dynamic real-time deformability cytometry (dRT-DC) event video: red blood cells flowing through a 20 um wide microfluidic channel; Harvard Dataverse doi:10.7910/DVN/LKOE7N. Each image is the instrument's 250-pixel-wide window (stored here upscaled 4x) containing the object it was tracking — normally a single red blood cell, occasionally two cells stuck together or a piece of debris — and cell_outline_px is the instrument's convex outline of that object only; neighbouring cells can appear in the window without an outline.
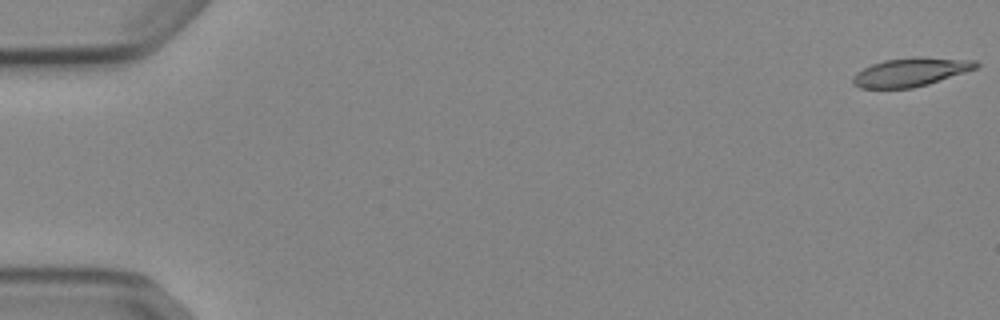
{"species": "Egyptian fruit bat (a non-hibernating species)", "species_latin": "Rousettus aegyptiacus", "temperature_condition": "cold", "stored_images_in_passage": 53, "camera_frame_rate_fps": 3000, "um_per_image_px": 0.085, "animal": {"sex": "female"}, "frame": {"image": 1, "passage_image": 1, "time_ms": 0.0, "image_size_px": [1000, 320], "cell_outline_px": [[980, 64], [976, 68], [928, 84], [912, 88], [860, 88], [852, 84], [852, 76], [856, 72], [872, 64], [884, 60], [916, 56], [920, 56], [976, 60]], "centroid_in_image_um": [77.39, 6.11], "position_along_channel_um": 7.6, "area_um2": 20.58}}
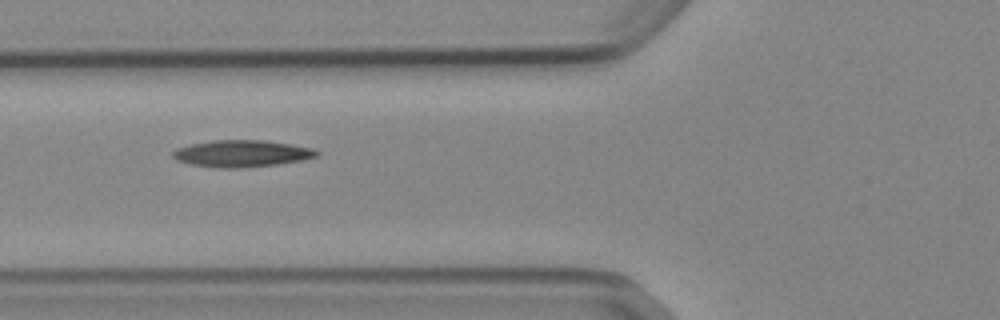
{"frame": {"image": 2, "passage_image": 21, "time_ms": 6.667, "image_size_px": [1000, 320], "cell_outline_px": [[320, 156], [304, 160], [276, 164], [240, 168], [220, 168], [192, 164], [176, 160], [172, 156], [172, 152], [176, 148], [192, 144], [212, 140], [264, 140], [312, 148], [320, 152]], "centroid_in_image_um": [20.57, 13.05], "position_along_channel_um": 105.2, "area_um2": 22.43}}
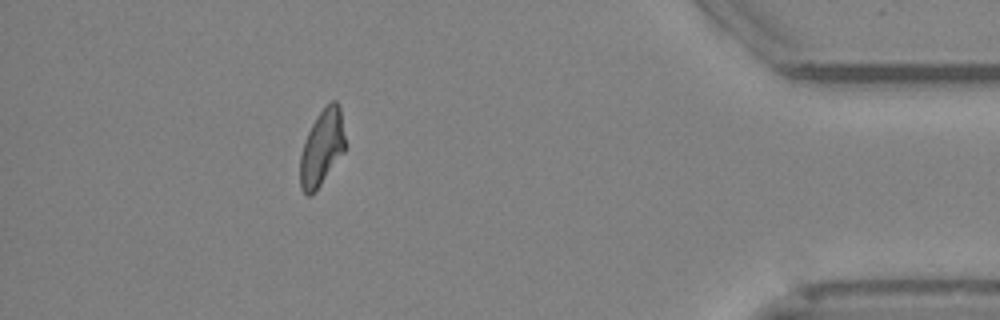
{"frame": {"image": 3, "passage_image": 48, "time_ms": 15.667, "image_size_px": [1000, 320], "cell_outline_px": [[344, 152], [312, 196], [308, 196], [300, 188], [300, 156], [304, 140], [316, 116], [332, 100], [336, 100], [340, 108], [344, 136]], "centroid_in_image_um": [27.33, 12.58], "position_along_channel_um": 407.9, "area_um2": 19.71}, "authors_computed_cell_mechanics": {"area_um2": 21.097, "velocity_mm_per_s": 3.8713, "shape_relaxation_time_tau1_ms": 8.039, "shape_relaxation_time_tau2_ms": 6.8363, "deformation_change_tau1": 0.2205, "deformation_change_tau2": 0.1689}}